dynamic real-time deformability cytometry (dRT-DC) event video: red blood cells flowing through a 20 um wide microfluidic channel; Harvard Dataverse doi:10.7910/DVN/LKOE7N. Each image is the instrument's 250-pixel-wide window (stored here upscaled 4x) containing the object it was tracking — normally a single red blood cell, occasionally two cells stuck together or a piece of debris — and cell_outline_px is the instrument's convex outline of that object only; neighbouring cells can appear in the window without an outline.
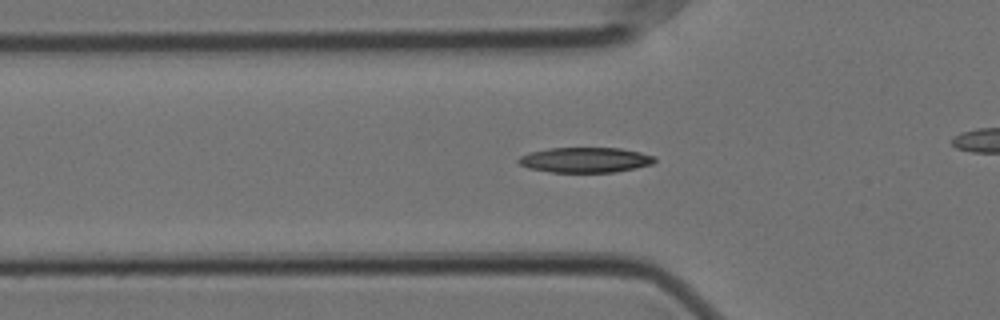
{"species": "Egyptian fruit bat (a non-hibernating species)", "species_latin": "Rousettus aegyptiacus", "temperature_condition": "cold", "stored_images_in_passage": 38, "camera_frame_rate_fps": 3000, "um_per_image_px": 0.085, "animal": {"sex": "female"}, "frame": {"image": 1, "passage_image": 10, "time_ms": 3.0, "image_size_px": [1000, 320], "cell_outline_px": [[656, 160], [652, 164], [636, 168], [616, 172], [552, 172], [528, 168], [520, 164], [516, 160], [520, 156], [528, 152], [548, 148], [620, 148], [640, 152], [656, 156]], "centroid_in_image_um": [49.74, 13.59], "position_along_channel_um": 76.1, "area_um2": 20.11}}
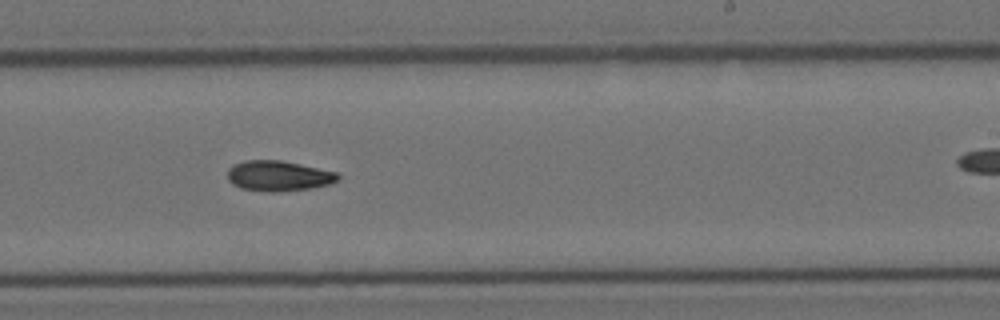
{"frame": {"image": 2, "passage_image": 26, "time_ms": 8.333, "image_size_px": [1000, 320], "cell_outline_px": [[340, 176], [336, 180], [328, 184], [312, 188], [280, 192], [268, 192], [240, 188], [232, 184], [228, 180], [228, 168], [232, 164], [244, 160], [280, 160], [300, 164], [336, 172]], "centroid_in_image_um": [23.62, 14.95], "position_along_channel_um": 265.4, "area_um2": 19.59}}
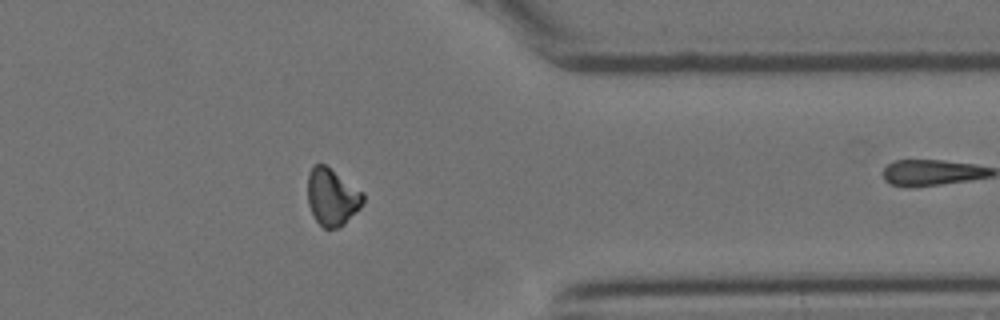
{"frame": {"image": 3, "passage_image": 37, "time_ms": 12.0, "image_size_px": [1000, 320], "cell_outline_px": [[364, 204], [340, 228], [324, 228], [316, 220], [308, 204], [308, 172], [316, 164], [324, 164], [364, 192]], "centroid_in_image_um": [28.24, 16.75], "position_along_channel_um": 383.2, "area_um2": 18.38}}